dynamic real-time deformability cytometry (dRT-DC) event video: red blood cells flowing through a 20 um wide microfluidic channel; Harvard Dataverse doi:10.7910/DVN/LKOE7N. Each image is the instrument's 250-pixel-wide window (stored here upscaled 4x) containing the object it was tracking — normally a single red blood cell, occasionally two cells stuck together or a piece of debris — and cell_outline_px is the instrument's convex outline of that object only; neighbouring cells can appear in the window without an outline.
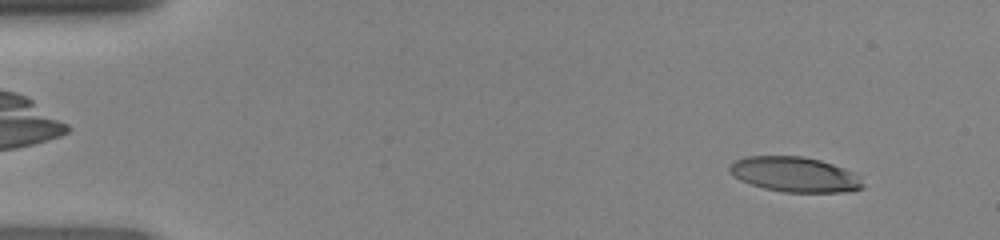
{"species": "human", "species_latin": "Homo sapiens", "temperature_condition": "room temperature", "stored_images_in_passage": 46, "camera_frame_rate_fps": 3000, "um_per_image_px": 0.085, "donor": {"sex": "female"}, "frame": {"image": 1, "passage_image": 4, "time_ms": 1.0, "image_size_px": [1000, 240], "cell_outline_px": [[860, 188], [828, 192], [796, 192], [772, 188], [756, 184], [748, 180], [732, 168], [740, 160], [760, 156], [792, 156], [816, 160], [828, 164], [836, 168], [856, 184]], "centroid_in_image_um": [67.47, 14.82], "position_along_channel_um": 17.5, "area_um2": 23.18}}
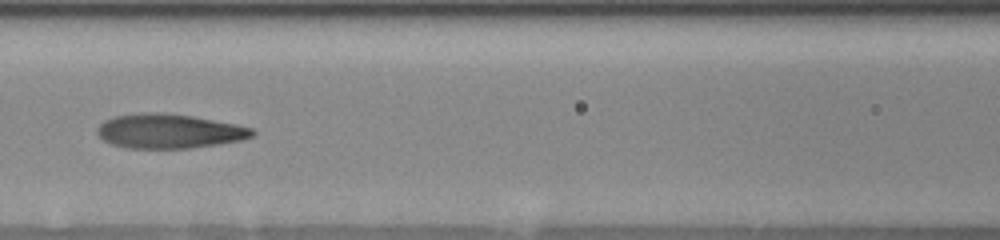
{"frame": {"image": 2, "passage_image": 21, "time_ms": 6.667, "image_size_px": [1000, 240], "cell_outline_px": [[252, 132], [248, 136], [228, 140], [200, 144], [124, 144], [112, 140], [104, 136], [100, 132], [104, 124], [112, 120], [128, 116], [180, 116], [204, 120], [244, 128]], "centroid_in_image_um": [14.4, 11.11], "position_along_channel_um": 152.2, "area_um2": 23.99}}
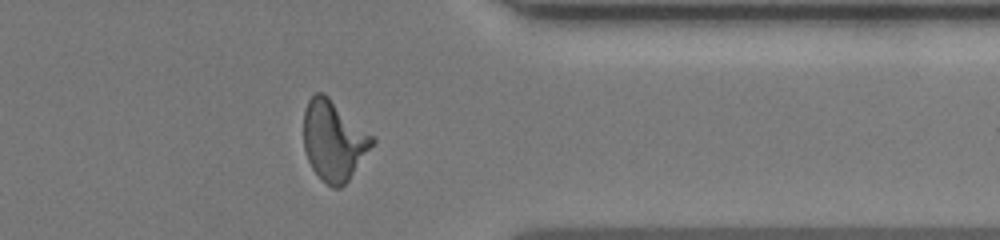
{"frame": {"image": 3, "passage_image": 38, "time_ms": 12.333, "image_size_px": [1000, 240], "cell_outline_px": [[372, 144], [344, 184], [328, 184], [316, 172], [308, 156], [304, 144], [304, 116], [308, 104], [312, 96], [324, 96], [372, 136]], "centroid_in_image_um": [28.33, 11.97], "position_along_channel_um": 383.1, "area_um2": 29.07}}